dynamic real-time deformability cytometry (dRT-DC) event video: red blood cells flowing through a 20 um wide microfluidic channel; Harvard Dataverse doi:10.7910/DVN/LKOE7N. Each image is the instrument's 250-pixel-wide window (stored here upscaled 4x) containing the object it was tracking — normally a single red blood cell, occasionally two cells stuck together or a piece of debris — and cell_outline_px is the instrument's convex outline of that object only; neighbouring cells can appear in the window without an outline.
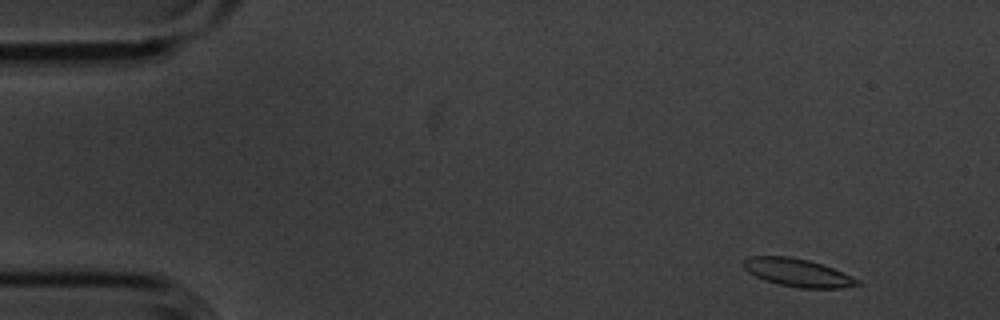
{"species": "common noctule bat (a hibernating species)", "species_latin": "Nyctalus noctula", "temperature_condition": "cold", "stored_images_in_passage": 7, "camera_frame_rate_fps": 3000, "um_per_image_px": 0.085, "animal": {"sex": "male", "body_mass_g": 20.1, "forearm_length_mm": 53.5}, "frame": {"image": 1, "passage_image": 1, "time_ms": 0.0, "image_size_px": [1000, 320], "cell_outline_px": [[860, 284], [840, 288], [800, 288], [780, 284], [764, 280], [748, 272], [744, 268], [744, 260], [748, 256], [788, 256], [808, 260], [832, 268], [852, 276], [860, 280]], "centroid_in_image_um": [67.79, 23.17], "position_along_channel_um": 17.2, "area_um2": 18.32}}
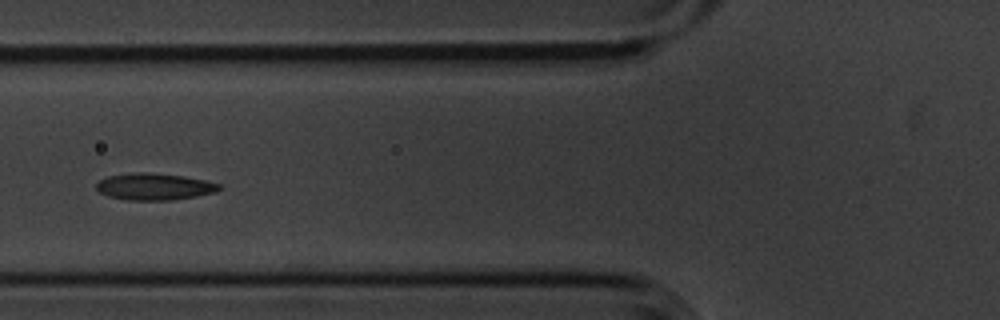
{"frame": {"image": 2, "passage_image": 5, "time_ms": 1.333, "image_size_px": [1000, 320], "cell_outline_px": [[220, 188], [216, 192], [196, 196], [172, 200], [128, 200], [108, 196], [100, 192], [96, 188], [96, 184], [100, 180], [108, 176], [136, 172], [148, 172], [184, 176], [204, 180], [220, 184]], "centroid_in_image_um": [13.11, 15.86], "position_along_channel_um": 112.7, "area_um2": 19.07}}
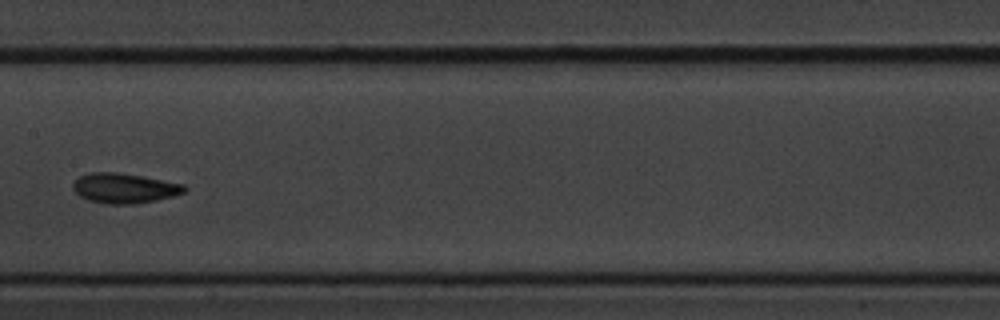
{"frame": {"image": 3, "passage_image": 7, "time_ms": 2.0, "image_size_px": [1000, 320], "cell_outline_px": [[188, 188], [184, 192], [172, 196], [156, 200], [136, 204], [104, 204], [88, 200], [80, 196], [72, 188], [72, 184], [80, 176], [88, 172], [116, 172], [140, 176], [184, 184]], "centroid_in_image_um": [10.54, 16.0], "position_along_channel_um": 196.9, "area_um2": 19.42}}